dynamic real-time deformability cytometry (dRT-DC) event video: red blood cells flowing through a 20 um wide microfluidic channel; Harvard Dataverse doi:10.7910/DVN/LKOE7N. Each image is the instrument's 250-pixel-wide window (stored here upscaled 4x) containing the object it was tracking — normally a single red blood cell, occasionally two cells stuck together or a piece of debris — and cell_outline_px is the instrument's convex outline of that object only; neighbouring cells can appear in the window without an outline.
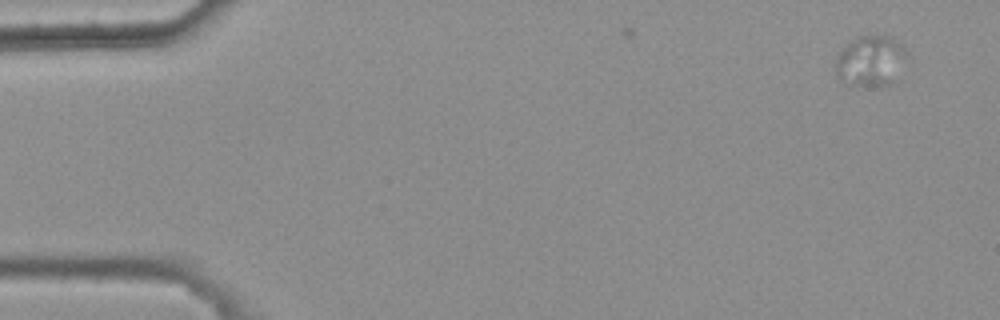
{"species": "common noctule bat (a hibernating species)", "species_latin": "Nyctalus noctula", "temperature_condition": "warm", "stored_images_in_passage": 5, "camera_frame_rate_fps": 3000, "um_per_image_px": 0.085, "animal": {"sex": "female", "body_mass_g": 25.1}, "frame": {"image": 1, "passage_image": 1, "time_ms": 0.0, "image_size_px": [1000, 320], "cell_outline_px": [[912, 60], [888, 84], [852, 84], [840, 80], [836, 76], [836, 56], [856, 36], [892, 36], [908, 52]], "centroid_in_image_um": [74.08, 5.14], "position_along_channel_um": 10.9, "area_um2": 20.98}}
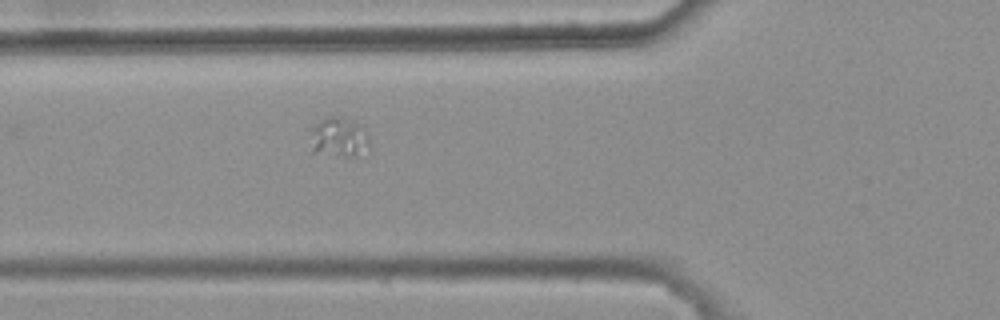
{"frame": {"image": 2, "passage_image": 5, "time_ms": 1.333, "image_size_px": [1000, 320], "cell_outline_px": [[368, 144], [356, 156], [344, 156], [312, 152], [308, 132], [312, 124], [328, 116], [340, 116], [360, 124], [368, 136]], "centroid_in_image_um": [28.69, 11.63], "position_along_channel_um": 97.1, "area_um2": 13.76}}